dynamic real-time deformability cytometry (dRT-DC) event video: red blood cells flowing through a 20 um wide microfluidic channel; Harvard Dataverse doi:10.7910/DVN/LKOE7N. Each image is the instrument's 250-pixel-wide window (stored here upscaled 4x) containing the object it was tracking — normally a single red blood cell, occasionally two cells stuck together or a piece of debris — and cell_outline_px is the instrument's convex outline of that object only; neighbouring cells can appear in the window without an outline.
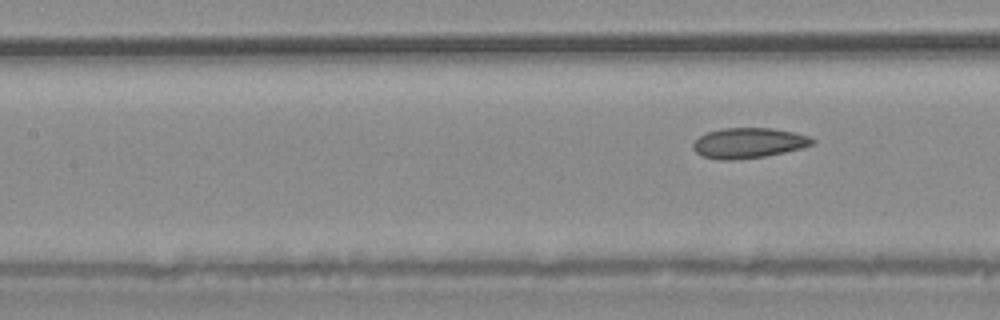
{"species": "common noctule bat (a hibernating species)", "species_latin": "Nyctalus noctula", "temperature_condition": "warm", "stored_images_in_passage": 4, "segment_of_instrument_passage": [2, 2], "camera_frame_rate_fps": 3000, "um_per_image_px": 0.085, "animal": {"sex": "male", "body_mass_g": 20.4}, "frame": {"image": 1, "passage_image": 4, "time_ms": 3.667, "image_size_px": [1000, 320], "cell_outline_px": [[816, 140], [812, 144], [800, 148], [784, 152], [764, 156], [736, 160], [724, 160], [704, 156], [696, 152], [692, 148], [692, 144], [700, 136], [708, 132], [720, 128], [772, 128], [812, 136]], "centroid_in_image_um": [63.63, 12.14], "position_along_channel_um": 143.8, "area_um2": 20.92}}